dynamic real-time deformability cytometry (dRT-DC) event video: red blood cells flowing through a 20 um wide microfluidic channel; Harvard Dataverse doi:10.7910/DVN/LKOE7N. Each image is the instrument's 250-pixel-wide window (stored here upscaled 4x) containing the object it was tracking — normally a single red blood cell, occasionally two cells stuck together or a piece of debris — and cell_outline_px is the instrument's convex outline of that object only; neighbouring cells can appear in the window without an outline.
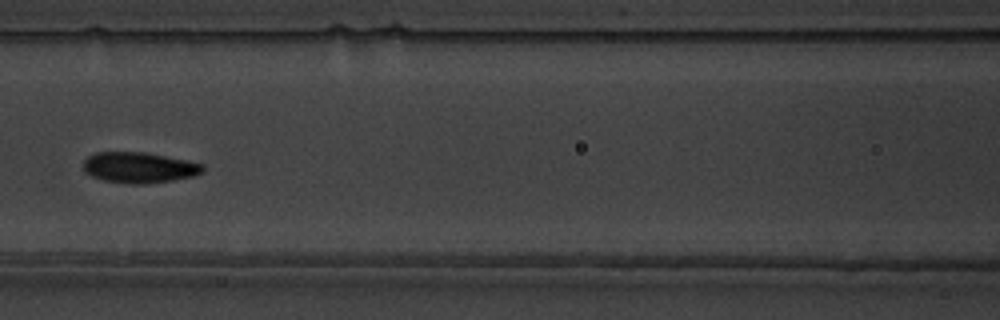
{"species": "common noctule bat (a hibernating species)", "species_latin": "Nyctalus noctula", "temperature_condition": "warm", "stored_images_in_passage": 7, "camera_frame_rate_fps": 3000, "um_per_image_px": 0.085, "animal": {"sex": "male", "body_mass_g": 19.5, "forearm_length_mm": 54.6}, "frame": {"image": 1, "passage_image": 6, "time_ms": 6.667, "image_size_px": [1000, 320], "cell_outline_px": [[204, 172], [192, 176], [172, 180], [144, 184], [128, 184], [104, 180], [92, 176], [84, 172], [84, 160], [88, 156], [96, 152], [144, 152], [188, 160], [204, 164]], "centroid_in_image_um": [11.83, 14.24], "position_along_channel_um": 154.8, "area_um2": 21.44}}
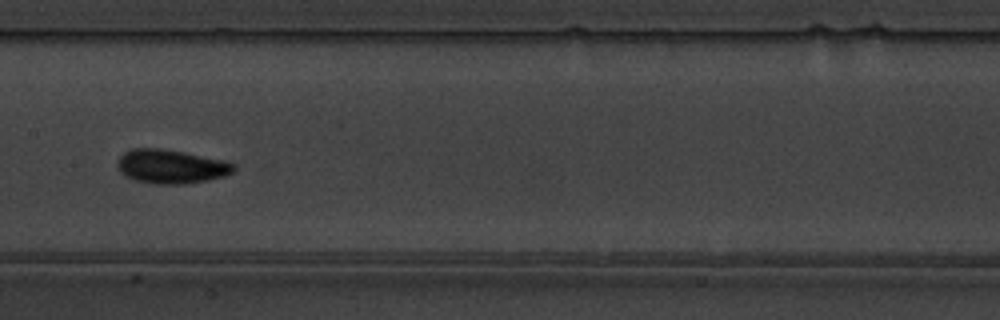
{"frame": {"image": 2, "passage_image": 7, "time_ms": 7.667, "image_size_px": [1000, 320], "cell_outline_px": [[236, 168], [232, 172], [224, 176], [208, 180], [184, 184], [152, 184], [136, 180], [120, 172], [116, 164], [120, 156], [124, 152], [132, 148], [160, 148], [184, 152], [228, 160], [236, 164]], "centroid_in_image_um": [14.57, 14.14], "position_along_channel_um": 192.8, "area_um2": 23.24}}